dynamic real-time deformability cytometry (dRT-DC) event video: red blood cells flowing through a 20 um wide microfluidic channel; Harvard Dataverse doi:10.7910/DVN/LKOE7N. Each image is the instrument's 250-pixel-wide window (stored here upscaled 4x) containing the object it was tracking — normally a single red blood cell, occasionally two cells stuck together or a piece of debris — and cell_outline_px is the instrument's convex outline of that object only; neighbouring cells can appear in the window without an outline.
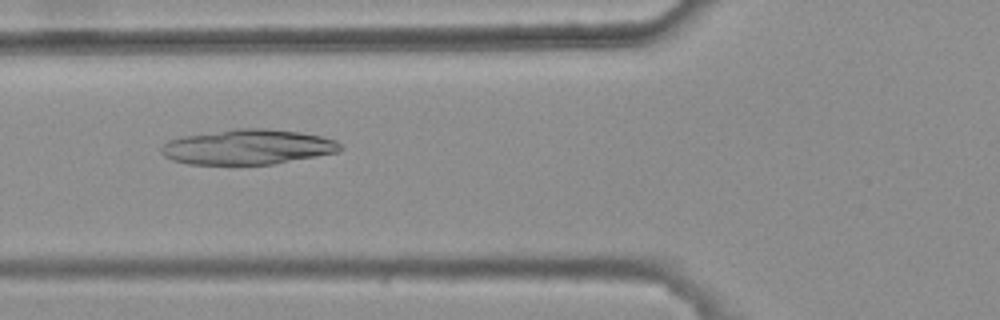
{"species": "common noctule bat (a hibernating species)", "species_latin": "Nyctalus noctula", "temperature_condition": "warm", "stored_images_in_passage": 7, "camera_frame_rate_fps": 3000, "um_per_image_px": 0.085, "animal": {"sex": "female", "body_mass_g": 25.1}, "frame": {"image": 1, "passage_image": 5, "time_ms": 1.333, "image_size_px": [1000, 320], "cell_outline_px": [[344, 148], [340, 152], [272, 164], [188, 164], [172, 160], [164, 156], [160, 152], [160, 148], [168, 140], [184, 136], [236, 128], [264, 128], [300, 132], [320, 136], [336, 140]], "centroid_in_image_um": [21.07, 12.49], "position_along_channel_um": 104.7, "area_um2": 36.59}}
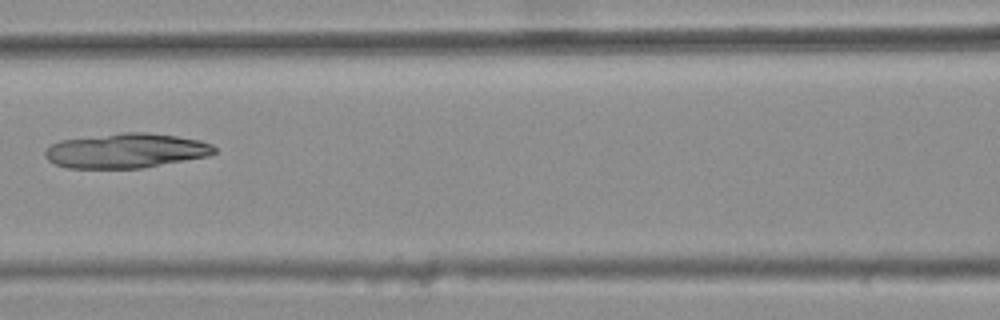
{"frame": {"image": 2, "passage_image": 6, "time_ms": 1.667, "image_size_px": [1000, 320], "cell_outline_px": [[216, 152], [208, 156], [140, 168], [68, 168], [56, 164], [48, 160], [44, 156], [44, 152], [52, 144], [60, 140], [124, 132], [148, 132], [176, 136], [200, 140], [212, 144], [216, 148]], "centroid_in_image_um": [10.72, 12.8], "position_along_channel_um": 155.9, "area_um2": 34.1}}
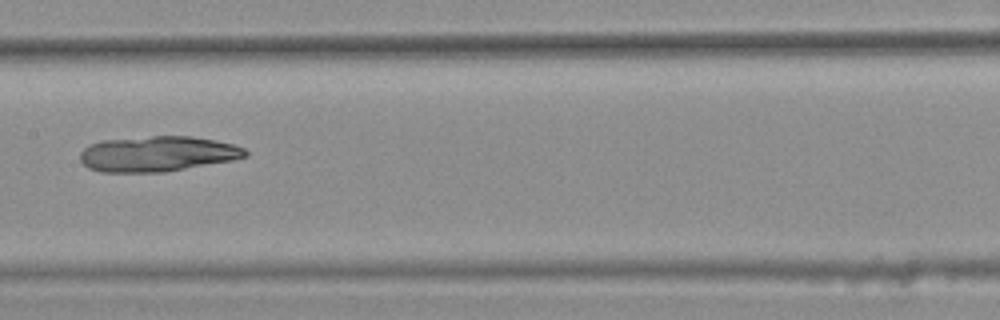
{"frame": {"image": 3, "passage_image": 7, "time_ms": 2.0, "image_size_px": [1000, 320], "cell_outline_px": [[248, 156], [232, 160], [164, 172], [100, 172], [88, 168], [80, 160], [80, 152], [88, 144], [100, 140], [152, 136], [192, 136], [216, 140], [232, 144], [244, 148], [248, 152]], "centroid_in_image_um": [13.36, 13.07], "position_along_channel_um": 194.0, "area_um2": 34.22}}